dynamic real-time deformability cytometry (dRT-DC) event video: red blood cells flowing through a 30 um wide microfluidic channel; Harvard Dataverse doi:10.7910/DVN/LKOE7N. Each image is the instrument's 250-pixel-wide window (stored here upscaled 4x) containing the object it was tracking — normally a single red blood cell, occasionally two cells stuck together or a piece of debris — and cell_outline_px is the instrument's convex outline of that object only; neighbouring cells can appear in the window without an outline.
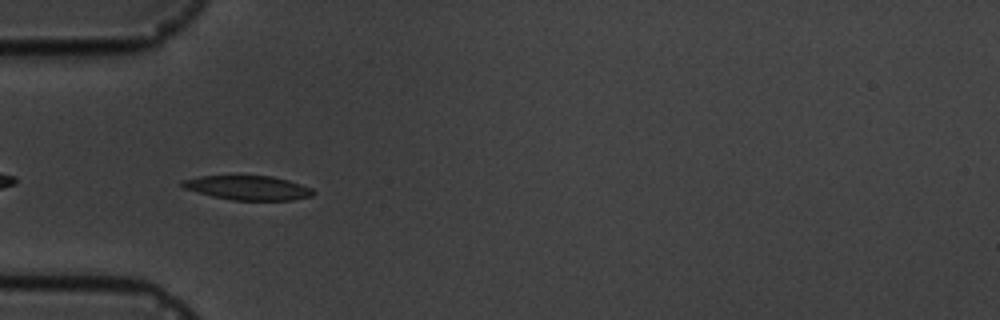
{"species": "common noctule bat (a hibernating species)", "species_latin": "Nyctalus noctula", "temperature_condition": "cold", "stored_images_in_passage": 5, "camera_frame_rate_fps": 3000, "um_per_image_px": 0.085, "animal": {"sex": "male", "body_mass_g": 19.5, "forearm_length_mm": 54.6}, "frame": {"image": 1, "passage_image": 5, "time_ms": 5.667, "image_size_px": [1000, 320], "cell_outline_px": [[316, 192], [312, 196], [292, 200], [232, 200], [212, 196], [184, 188], [180, 184], [180, 180], [200, 176], [272, 176], [288, 180], [312, 188]], "centroid_in_image_um": [21.08, 15.96], "position_along_channel_um": 63.9, "area_um2": 18.5}}